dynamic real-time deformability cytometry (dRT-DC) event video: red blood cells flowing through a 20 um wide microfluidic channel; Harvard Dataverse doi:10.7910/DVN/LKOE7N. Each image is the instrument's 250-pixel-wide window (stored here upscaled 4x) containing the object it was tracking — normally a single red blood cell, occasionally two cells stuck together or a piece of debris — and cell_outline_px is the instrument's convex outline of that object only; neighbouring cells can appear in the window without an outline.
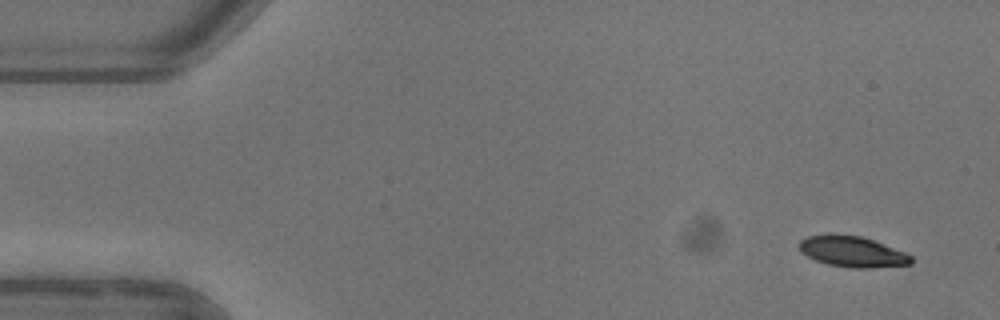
{"species": "common noctule bat (a hibernating species)", "species_latin": "Nyctalus noctula", "temperature_condition": "warm", "stored_images_in_passage": 3, "camera_frame_rate_fps": 3000, "um_per_image_px": 0.085, "animal": {"sex": "female"}, "frame": {"image": 1, "passage_image": 1, "time_ms": 0.0, "image_size_px": [1000, 320], "cell_outline_px": [[912, 264], [872, 268], [852, 268], [828, 264], [816, 260], [800, 252], [800, 240], [808, 236], [832, 232], [860, 236], [872, 240], [904, 252], [912, 256]], "centroid_in_image_um": [72.42, 21.37], "position_along_channel_um": 12.6, "area_um2": 20.17}}
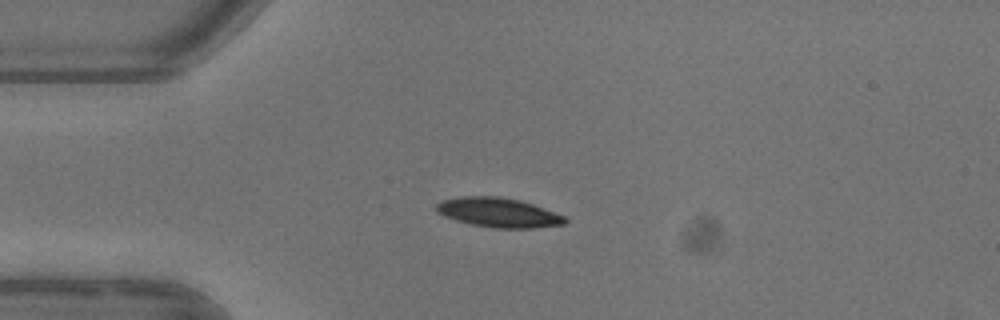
{"frame": {"image": 2, "passage_image": 3, "time_ms": 3.333, "image_size_px": [1000, 320], "cell_outline_px": [[568, 220], [564, 224], [532, 228], [492, 228], [472, 224], [456, 220], [444, 216], [436, 212], [436, 204], [440, 200], [460, 196], [496, 196], [520, 200], [532, 204], [564, 216]], "centroid_in_image_um": [42.32, 18.06], "position_along_channel_um": 42.7, "area_um2": 22.02}}